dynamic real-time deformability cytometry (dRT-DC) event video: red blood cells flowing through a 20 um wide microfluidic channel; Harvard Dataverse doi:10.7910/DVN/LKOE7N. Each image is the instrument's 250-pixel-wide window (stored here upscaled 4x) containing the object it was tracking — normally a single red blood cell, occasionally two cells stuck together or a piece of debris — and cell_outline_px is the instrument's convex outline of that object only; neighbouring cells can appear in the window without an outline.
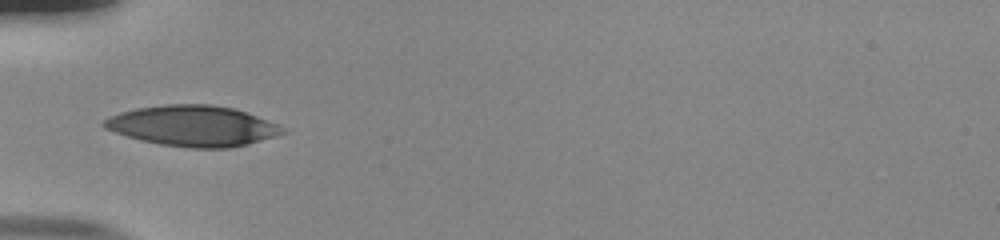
{"species": "human", "species_latin": "Homo sapiens", "temperature_condition": "room temperature", "stored_images_in_passage": 36, "camera_frame_rate_fps": 3000, "um_per_image_px": 0.085, "donor": {"sex": "male"}, "frame": {"image": 1, "passage_image": 1, "time_ms": 0.0, "image_size_px": [1000, 240], "cell_outline_px": [[288, 132], [276, 136], [248, 144], [232, 148], [192, 148], [160, 144], [140, 140], [104, 128], [100, 124], [104, 120], [120, 112], [136, 108], [168, 104], [208, 104], [232, 108], [256, 116], [276, 124], [284, 128]], "centroid_in_image_um": [16.39, 10.71], "position_along_channel_um": 68.6, "area_um2": 41.96}}
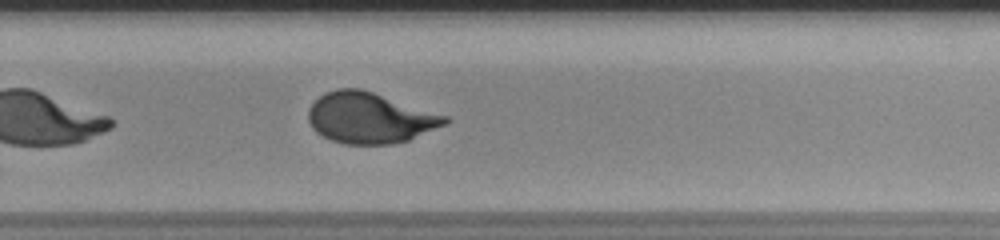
{"frame": {"image": 2, "passage_image": 19, "time_ms": 6.0, "image_size_px": [1000, 240], "cell_outline_px": [[452, 120], [448, 124], [408, 140], [392, 144], [344, 144], [332, 140], [316, 132], [312, 128], [308, 120], [308, 108], [324, 92], [336, 88], [360, 88], [448, 116]], "centroid_in_image_um": [31.44, 10.02], "position_along_channel_um": 298.4, "area_um2": 40.52}}
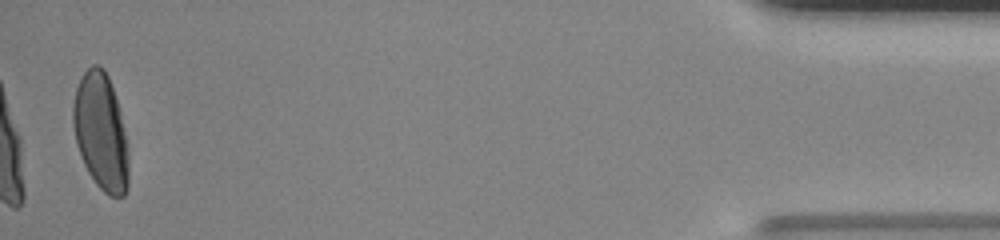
{"frame": {"image": 3, "passage_image": 35, "time_ms": 11.333, "image_size_px": [1000, 240], "cell_outline_px": [[128, 188], [124, 196], [108, 196], [96, 184], [88, 172], [80, 156], [76, 144], [72, 124], [72, 104], [76, 88], [84, 72], [92, 64], [100, 64], [104, 68], [108, 76], [120, 112], [128, 152]], "centroid_in_image_um": [8.55, 11.21], "position_along_channel_um": 426.7, "area_um2": 37.86}, "authors_computed_cell_mechanics": {"area_um2": 40.1999, "velocity_mm_per_s": 3.8552, "shape_relaxation_time_tau1_ms": 4.3482, "shape_relaxation_time_tau2_ms": 0.7566, "deformation_change_tau1": 0.1793, "deformation_change_tau2": 0.0591}}